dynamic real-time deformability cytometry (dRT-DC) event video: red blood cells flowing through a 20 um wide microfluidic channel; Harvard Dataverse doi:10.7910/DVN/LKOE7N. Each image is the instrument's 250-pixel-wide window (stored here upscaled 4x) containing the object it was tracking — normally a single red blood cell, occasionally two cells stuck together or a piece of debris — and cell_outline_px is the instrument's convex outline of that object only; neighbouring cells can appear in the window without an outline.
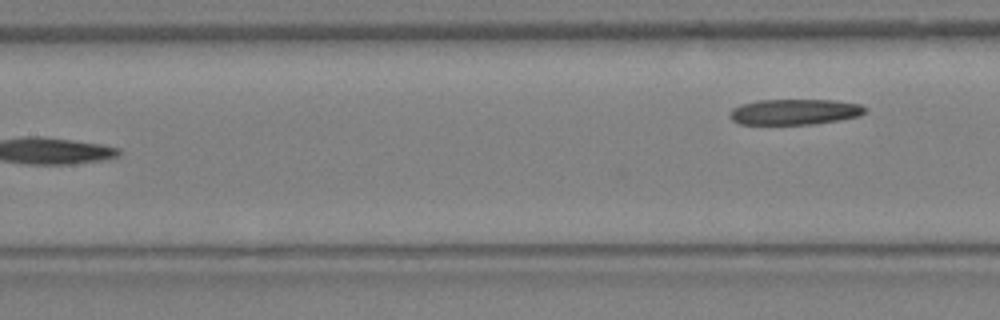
{"species": "Egyptian fruit bat (a non-hibernating species)", "species_latin": "Rousettus aegyptiacus", "temperature_condition": "warm", "stored_images_in_passage": 9, "segment_of_instrument_passage": [2, 2], "camera_frame_rate_fps": 3000, "um_per_image_px": 0.085, "animal": {"sex": "female"}, "frame": {"image": 1, "passage_image": 9, "time_ms": 2.667, "image_size_px": [1000, 320], "cell_outline_px": [[868, 112], [860, 116], [840, 120], [812, 124], [740, 124], [732, 120], [728, 116], [732, 108], [740, 104], [756, 100], [836, 100], [860, 104], [868, 108]], "centroid_in_image_um": [67.57, 9.5], "position_along_channel_um": 139.8, "area_um2": 20.52}}